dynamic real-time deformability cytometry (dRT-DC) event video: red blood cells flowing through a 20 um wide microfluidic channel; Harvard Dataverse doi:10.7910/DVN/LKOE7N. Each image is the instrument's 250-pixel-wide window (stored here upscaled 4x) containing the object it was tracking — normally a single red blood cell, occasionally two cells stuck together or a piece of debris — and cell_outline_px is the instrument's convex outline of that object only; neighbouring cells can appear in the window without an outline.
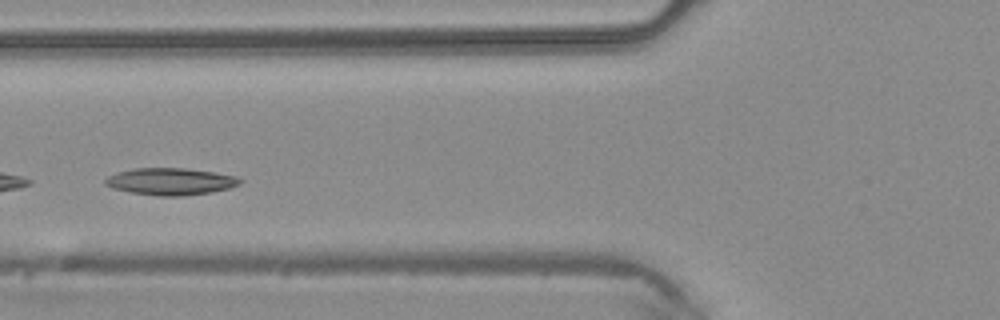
{"species": "common noctule bat (a hibernating species)", "species_latin": "Nyctalus noctula", "temperature_condition": "warm", "stored_images_in_passage": 40, "camera_frame_rate_fps": 3000, "um_per_image_px": 0.085, "animal": {"sex": "male", "body_mass_g": 20.4}, "frame": {"image": 1, "passage_image": 12, "time_ms": 3.667, "image_size_px": [1000, 320], "cell_outline_px": [[244, 180], [240, 184], [228, 188], [212, 192], [184, 196], [156, 196], [132, 192], [112, 188], [104, 184], [104, 180], [108, 176], [116, 172], [136, 168], [184, 168], [212, 172], [236, 176]], "centroid_in_image_um": [14.49, 15.43], "position_along_channel_um": 111.3, "area_um2": 21.21}}